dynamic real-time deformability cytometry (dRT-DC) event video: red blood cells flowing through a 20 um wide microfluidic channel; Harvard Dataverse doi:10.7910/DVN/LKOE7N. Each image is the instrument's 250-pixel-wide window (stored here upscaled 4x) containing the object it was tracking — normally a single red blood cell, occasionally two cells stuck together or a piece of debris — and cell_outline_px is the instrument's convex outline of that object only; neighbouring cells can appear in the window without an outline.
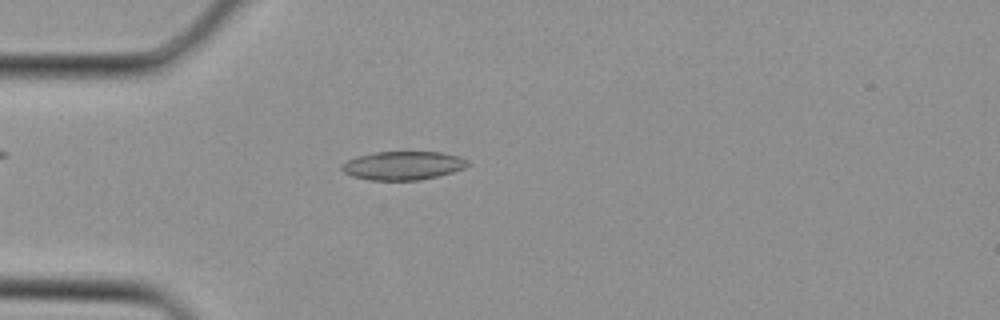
{"species": "Egyptian fruit bat (a non-hibernating species)", "species_latin": "Rousettus aegyptiacus", "temperature_condition": "cold", "stored_images_in_passage": 27, "camera_frame_rate_fps": 3000, "um_per_image_px": 0.085, "animal": {"sex": "female"}, "frame": {"image": 1, "passage_image": 2, "time_ms": 0.333, "image_size_px": [1000, 320], "cell_outline_px": [[472, 164], [464, 168], [452, 172], [420, 180], [368, 180], [352, 176], [344, 172], [340, 168], [340, 164], [356, 156], [372, 152], [444, 152], [468, 160]], "centroid_in_image_um": [34.23, 14.07], "position_along_channel_um": 50.8, "area_um2": 21.1}}
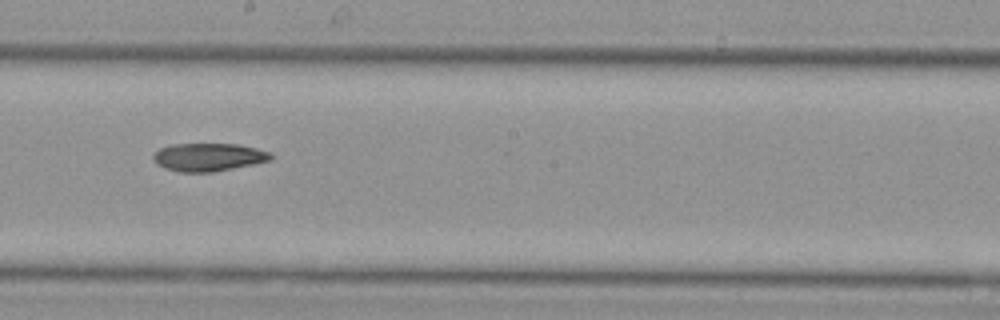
{"frame": {"image": 2, "passage_image": 12, "time_ms": 3.667, "image_size_px": [1000, 320], "cell_outline_px": [[276, 156], [272, 160], [212, 172], [180, 172], [164, 168], [156, 164], [152, 160], [152, 156], [160, 148], [172, 144], [236, 144], [256, 148], [272, 152]], "centroid_in_image_um": [17.73, 13.35], "position_along_channel_um": 230.5, "area_um2": 19.31}}
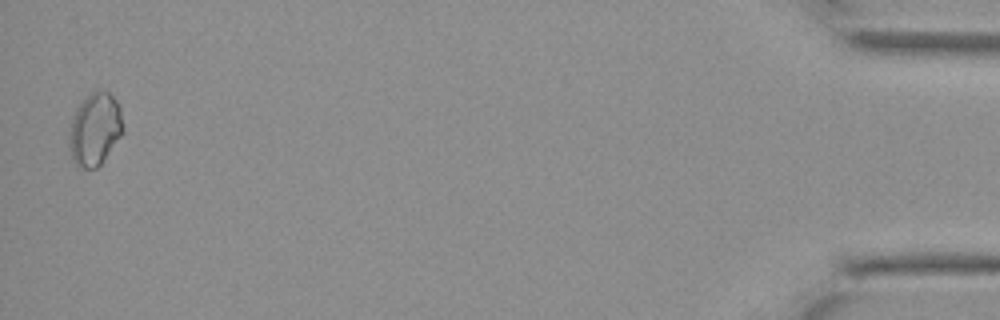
{"frame": {"image": 3, "passage_image": 27, "time_ms": 8.667, "image_size_px": [1000, 320], "cell_outline_px": [[124, 132], [104, 160], [96, 168], [76, 168], [72, 156], [68, 136], [72, 116], [76, 108], [96, 88], [100, 88], [108, 92], [116, 100], [120, 108], [124, 128]], "centroid_in_image_um": [8.08, 10.98], "position_along_channel_um": 427.1, "area_um2": 23.0}}